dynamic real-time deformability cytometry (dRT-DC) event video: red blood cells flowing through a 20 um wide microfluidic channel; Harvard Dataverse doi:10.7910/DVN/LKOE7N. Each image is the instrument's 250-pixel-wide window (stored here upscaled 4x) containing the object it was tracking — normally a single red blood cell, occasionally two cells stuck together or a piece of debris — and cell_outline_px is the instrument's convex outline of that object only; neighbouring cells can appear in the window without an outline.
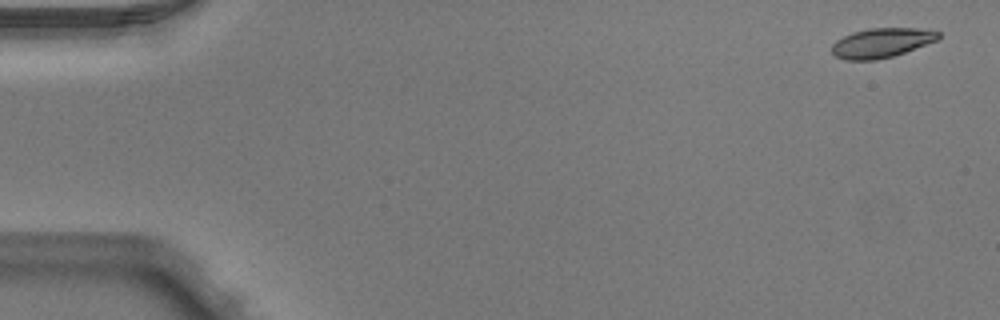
{"species": "Egyptian fruit bat (a non-hibernating species)", "species_latin": "Rousettus aegyptiacus", "temperature_condition": "warm", "stored_images_in_passage": 7, "camera_frame_rate_fps": 3000, "um_per_image_px": 0.085, "animal": {"sex": "male"}, "frame": {"image": 1, "passage_image": 1, "time_ms": 0.0, "image_size_px": [1000, 320], "cell_outline_px": [[940, 36], [936, 40], [904, 52], [892, 56], [876, 60], [844, 60], [836, 56], [832, 52], [832, 44], [836, 40], [852, 32], [868, 28], [916, 28], [940, 32]], "centroid_in_image_um": [74.88, 3.64], "position_along_channel_um": 10.1, "area_um2": 18.15}}
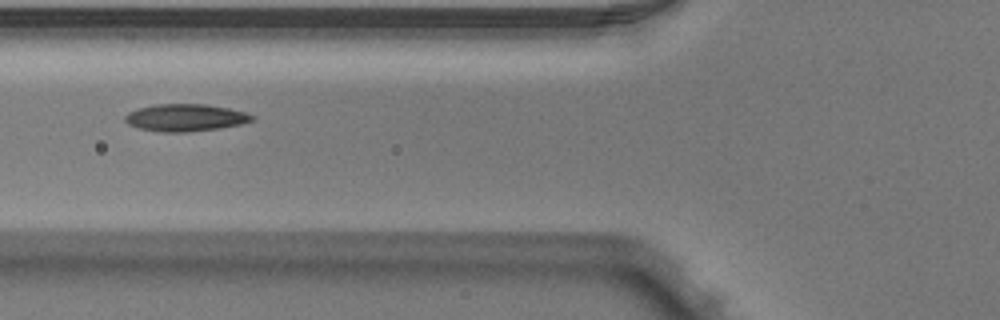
{"frame": {"image": 2, "passage_image": 6, "time_ms": 1.667, "image_size_px": [1000, 320], "cell_outline_px": [[256, 120], [240, 124], [220, 128], [188, 132], [164, 132], [140, 128], [128, 124], [124, 120], [124, 116], [128, 112], [136, 108], [156, 104], [204, 104], [228, 108], [248, 112], [256, 116]], "centroid_in_image_um": [15.79, 9.99], "position_along_channel_um": 110.0, "area_um2": 20.35}}
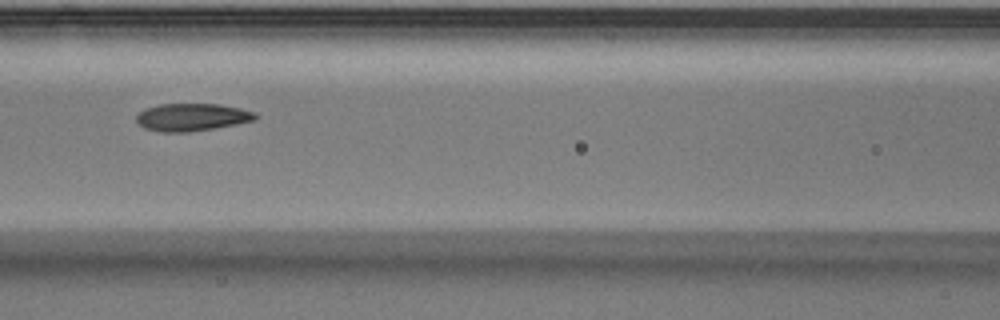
{"frame": {"image": 3, "passage_image": 7, "time_ms": 2.0, "image_size_px": [1000, 320], "cell_outline_px": [[260, 116], [256, 120], [236, 124], [212, 128], [184, 132], [160, 132], [144, 128], [136, 120], [136, 116], [140, 112], [148, 108], [160, 104], [220, 104], [240, 108], [256, 112]], "centroid_in_image_um": [16.36, 9.95], "position_along_channel_um": 150.2, "area_um2": 19.02}}